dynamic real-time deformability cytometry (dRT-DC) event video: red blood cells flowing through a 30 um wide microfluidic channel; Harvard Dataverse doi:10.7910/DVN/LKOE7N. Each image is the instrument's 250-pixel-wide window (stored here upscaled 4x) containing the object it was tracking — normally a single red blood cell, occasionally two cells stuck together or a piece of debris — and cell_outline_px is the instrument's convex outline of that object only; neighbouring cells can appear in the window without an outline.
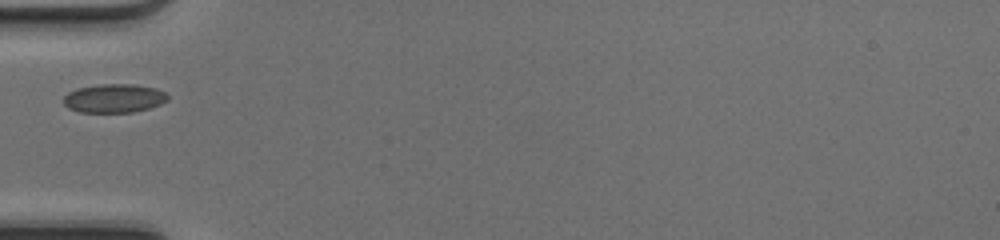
{"species": "common noctule bat (a hibernating species)", "species_latin": "Nyctalus noctula", "temperature_condition": "cold", "stored_images_in_passage": 33, "camera_frame_rate_fps": 3000, "um_per_image_px": 0.085, "animal": {"sex": "female", "body_mass_g": 17.0, "forearm_length_mm": 48.0}, "frame": {"image": 1, "passage_image": 1, "time_ms": 0.0, "image_size_px": [1000, 240], "cell_outline_px": [[168, 100], [160, 104], [148, 108], [132, 112], [80, 112], [68, 108], [64, 104], [64, 96], [68, 92], [76, 88], [100, 84], [132, 84], [156, 88], [164, 92], [168, 96]], "centroid_in_image_um": [9.68, 8.35], "position_along_channel_um": 75.3, "area_um2": 17.4}}
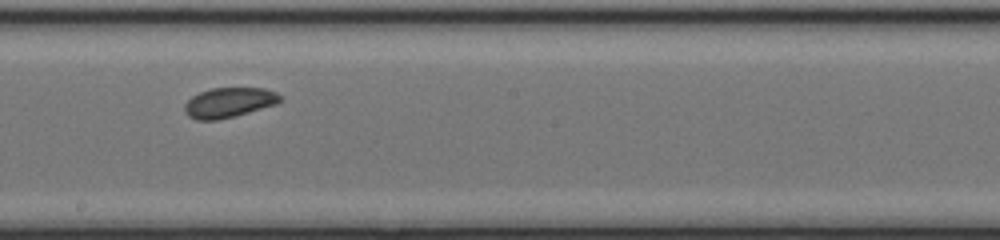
{"frame": {"image": 2, "passage_image": 12, "time_ms": 3.667, "image_size_px": [1000, 240], "cell_outline_px": [[280, 100], [276, 104], [248, 112], [216, 120], [196, 120], [188, 116], [184, 112], [184, 104], [192, 96], [200, 92], [212, 88], [264, 88], [276, 92], [280, 96]], "centroid_in_image_um": [19.41, 8.71], "position_along_channel_um": 228.8, "area_um2": 16.47}}
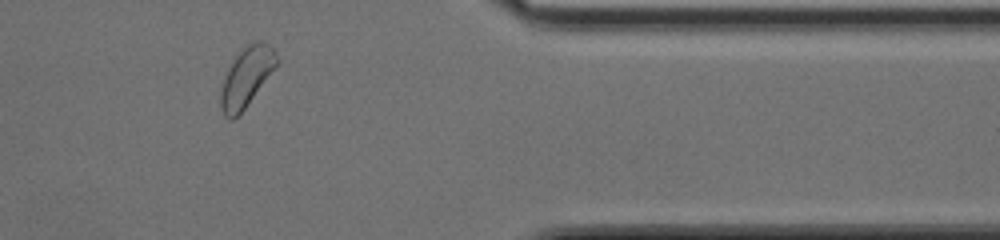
{"frame": {"image": 3, "passage_image": 25, "time_ms": 8.0, "image_size_px": [1000, 240], "cell_outline_px": [[276, 64], [244, 108], [232, 120], [228, 120], [224, 116], [220, 104], [220, 92], [224, 76], [228, 68], [236, 56], [252, 40], [260, 40], [268, 44], [272, 48], [276, 56]], "centroid_in_image_um": [20.89, 6.54], "position_along_channel_um": 390.5, "area_um2": 18.61}}